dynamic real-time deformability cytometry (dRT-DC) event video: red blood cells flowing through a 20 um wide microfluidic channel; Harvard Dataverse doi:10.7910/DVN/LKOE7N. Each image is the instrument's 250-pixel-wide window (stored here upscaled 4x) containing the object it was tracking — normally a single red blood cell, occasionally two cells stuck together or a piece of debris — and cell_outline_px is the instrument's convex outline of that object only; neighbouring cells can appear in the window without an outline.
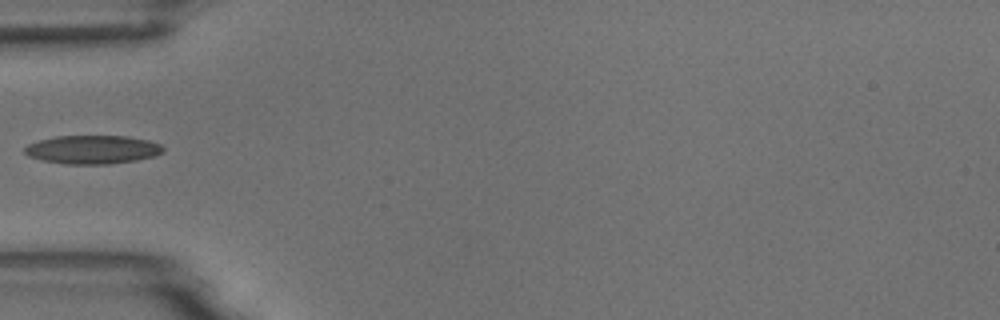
{"species": "common noctule bat (a hibernating species)", "species_latin": "Nyctalus noctula", "temperature_condition": "room temperature", "stored_images_in_passage": 4, "camera_frame_rate_fps": 3000, "um_per_image_px": 0.085, "animal": {"sex": "male", "body_mass_g": 18.8}, "frame": {"image": 1, "passage_image": 4, "time_ms": 4.333, "image_size_px": [1000, 320], "cell_outline_px": [[164, 152], [156, 156], [136, 160], [108, 164], [68, 164], [44, 160], [28, 156], [24, 152], [24, 148], [28, 144], [40, 140], [56, 136], [128, 136], [148, 140], [160, 144], [164, 148]], "centroid_in_image_um": [7.9, 12.71], "position_along_channel_um": 77.1, "area_um2": 23.0}}